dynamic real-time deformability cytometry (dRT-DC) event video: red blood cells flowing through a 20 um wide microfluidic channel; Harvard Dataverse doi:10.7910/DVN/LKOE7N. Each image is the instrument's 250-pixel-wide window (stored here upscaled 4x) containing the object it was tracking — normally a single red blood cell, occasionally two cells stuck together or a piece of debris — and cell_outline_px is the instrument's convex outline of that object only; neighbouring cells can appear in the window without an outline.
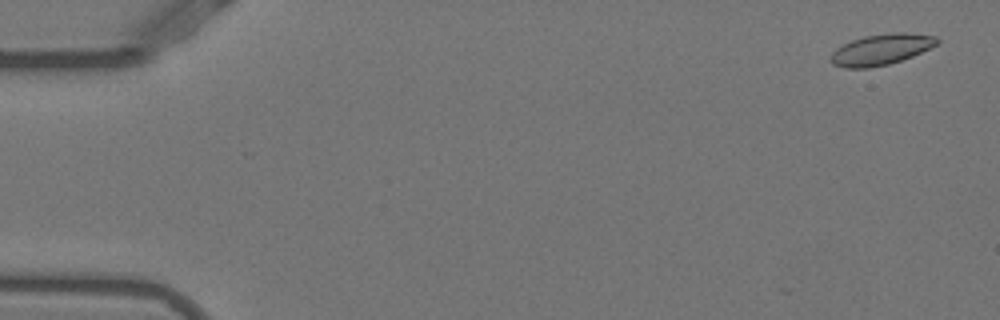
{"species": "Egyptian fruit bat (a non-hibernating species)", "species_latin": "Rousettus aegyptiacus", "temperature_condition": "warm", "stored_images_in_passage": 12, "camera_frame_rate_fps": 3000, "um_per_image_px": 0.085, "animal": {"sex": "female"}, "frame": {"image": 1, "passage_image": 2, "time_ms": 0.333, "image_size_px": [1000, 320], "cell_outline_px": [[940, 40], [936, 44], [912, 56], [888, 64], [868, 68], [844, 68], [832, 64], [828, 60], [832, 52], [836, 48], [852, 40], [864, 36], [892, 32], [904, 32], [936, 36]], "centroid_in_image_um": [74.85, 4.2], "position_along_channel_um": 10.2, "area_um2": 19.07}}